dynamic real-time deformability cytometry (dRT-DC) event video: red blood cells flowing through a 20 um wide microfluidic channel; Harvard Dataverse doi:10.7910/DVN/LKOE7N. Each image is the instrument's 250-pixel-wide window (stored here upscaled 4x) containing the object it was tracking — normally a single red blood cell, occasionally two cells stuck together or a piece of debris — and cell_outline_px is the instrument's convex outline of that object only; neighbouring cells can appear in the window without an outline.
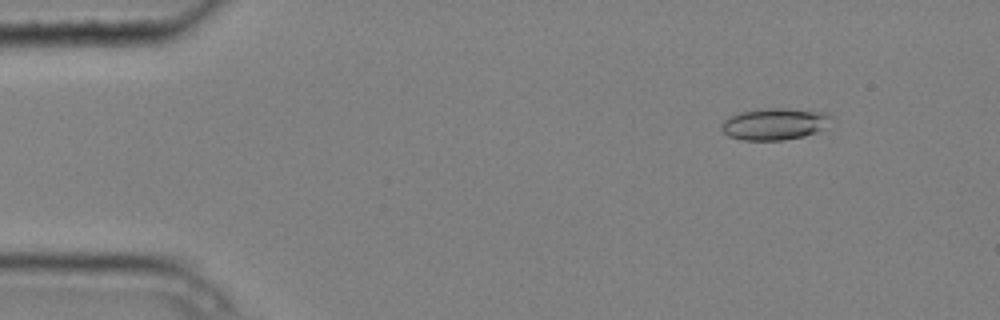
{"species": "common noctule bat (a hibernating species)", "species_latin": "Nyctalus noctula", "temperature_condition": "cold", "stored_images_in_passage": 8, "camera_frame_rate_fps": 3000, "um_per_image_px": 0.085, "animal": {"sex": "male", "body_mass_g": 20.4}, "frame": {"image": 1, "passage_image": 2, "time_ms": 0.333, "image_size_px": [1000, 320], "cell_outline_px": [[832, 116], [816, 132], [804, 136], [784, 140], [744, 140], [728, 136], [720, 128], [720, 124], [728, 116], [740, 112], [764, 108], [784, 108], [824, 112]], "centroid_in_image_um": [65.74, 10.53], "position_along_channel_um": 19.3, "area_um2": 20.06}}
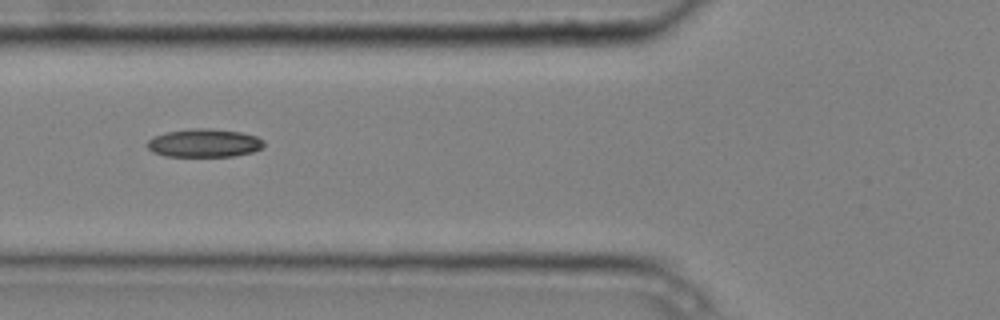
{"frame": {"image": 2, "passage_image": 6, "time_ms": 1.667, "image_size_px": [1000, 320], "cell_outline_px": [[264, 144], [260, 148], [252, 152], [232, 156], [168, 156], [152, 152], [148, 148], [148, 140], [152, 136], [164, 132], [196, 128], [212, 128], [240, 132], [256, 136], [264, 140]], "centroid_in_image_um": [17.34, 12.15], "position_along_channel_um": 108.5, "area_um2": 19.19}}
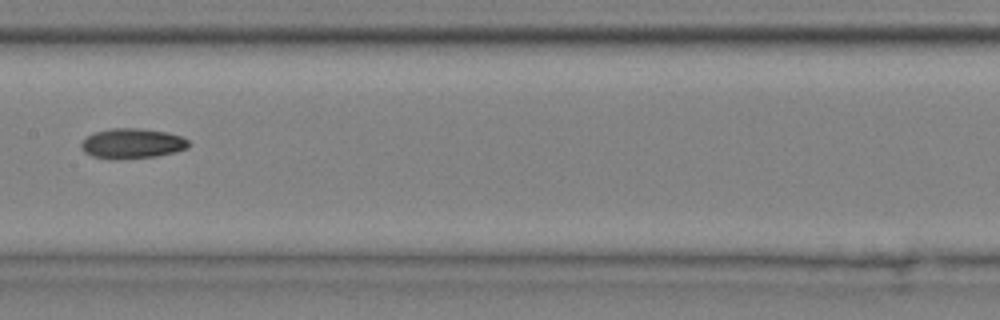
{"frame": {"image": 3, "passage_image": 8, "time_ms": 2.333, "image_size_px": [1000, 320], "cell_outline_px": [[192, 144], [188, 148], [176, 152], [156, 156], [112, 160], [108, 160], [92, 156], [84, 152], [80, 148], [80, 144], [88, 136], [96, 132], [112, 128], [140, 128], [168, 132], [180, 136], [188, 140]], "centroid_in_image_um": [11.25, 12.21], "position_along_channel_um": 196.2, "area_um2": 19.07}}